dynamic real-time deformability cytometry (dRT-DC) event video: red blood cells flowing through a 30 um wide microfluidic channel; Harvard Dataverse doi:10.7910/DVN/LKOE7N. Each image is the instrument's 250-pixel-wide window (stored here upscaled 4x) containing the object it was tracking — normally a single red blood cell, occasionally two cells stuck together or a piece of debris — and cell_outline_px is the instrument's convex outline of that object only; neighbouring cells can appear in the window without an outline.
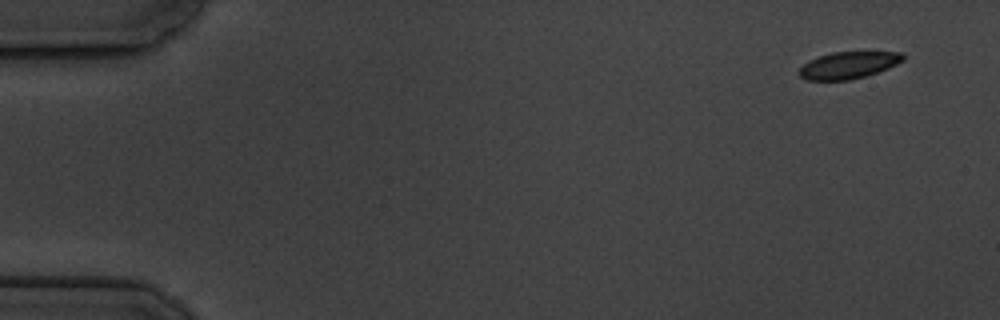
{"species": "common noctule bat (a hibernating species)", "species_latin": "Nyctalus noctula", "temperature_condition": "cold", "stored_images_in_passage": 13, "camera_frame_rate_fps": 3000, "um_per_image_px": 0.085, "animal": {"sex": "male", "body_mass_g": 19.5, "forearm_length_mm": 54.6}, "frame": {"image": 1, "passage_image": 1, "time_ms": 0.0, "image_size_px": [1000, 320], "cell_outline_px": [[904, 60], [888, 68], [864, 76], [848, 80], [808, 80], [800, 76], [800, 68], [808, 60], [832, 52], [900, 52], [904, 56]], "centroid_in_image_um": [72.11, 5.53], "position_along_channel_um": 12.9, "area_um2": 16.01}}
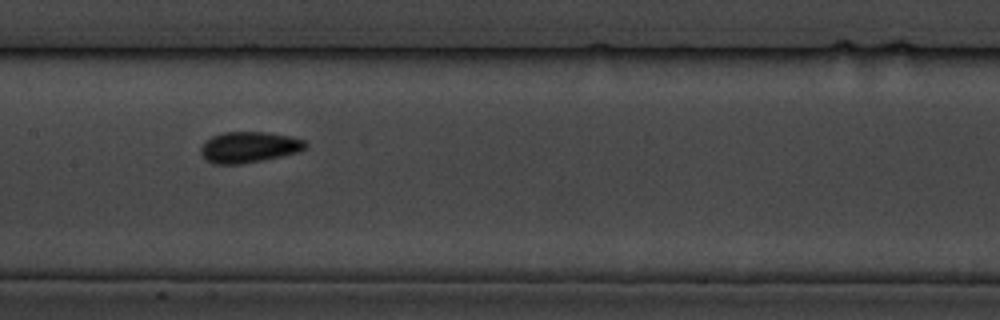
{"frame": {"image": 2, "passage_image": 8, "time_ms": 8.667, "image_size_px": [1000, 320], "cell_outline_px": [[308, 148], [296, 152], [264, 160], [240, 164], [212, 164], [204, 160], [200, 152], [200, 148], [204, 140], [212, 136], [224, 132], [268, 132], [288, 136], [304, 140], [308, 144]], "centroid_in_image_um": [21.11, 12.51], "position_along_channel_um": 186.3, "area_um2": 19.07}}
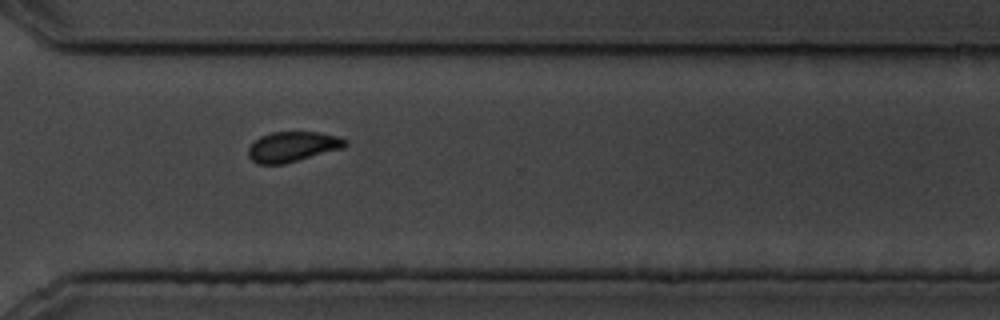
{"frame": {"image": 3, "passage_image": 12, "time_ms": 13.333, "image_size_px": [1000, 320], "cell_outline_px": [[348, 144], [344, 148], [284, 164], [260, 164], [252, 160], [248, 156], [248, 148], [260, 136], [272, 132], [320, 132], [340, 136], [348, 140]], "centroid_in_image_um": [24.92, 12.46], "position_along_channel_um": 345.7, "area_um2": 17.17}, "authors_computed_cell_mechanics": {"area_um2": 17.6868, "velocity_mm_per_s": 3.4281, "shape_relaxation_time_tau1_ms": 1.2751, "shape_relaxation_time_tau2_ms": 1.1498, "deformation_change_tau1": 0.0568, "deformation_change_tau2": 0.0372}}